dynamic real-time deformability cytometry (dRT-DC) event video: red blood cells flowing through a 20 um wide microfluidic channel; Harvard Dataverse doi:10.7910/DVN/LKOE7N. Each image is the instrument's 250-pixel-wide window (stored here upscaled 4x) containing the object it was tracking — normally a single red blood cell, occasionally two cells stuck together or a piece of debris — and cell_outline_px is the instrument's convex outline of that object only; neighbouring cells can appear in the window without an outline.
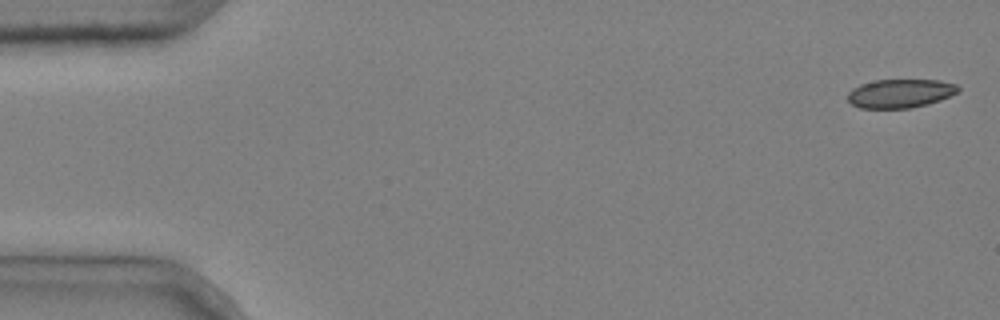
{"species": "common noctule bat (a hibernating species)", "species_latin": "Nyctalus noctula", "temperature_condition": "cold", "stored_images_in_passage": 5, "camera_frame_rate_fps": 3000, "um_per_image_px": 0.085, "animal": {"sex": "male", "body_mass_g": 20.4}, "frame": {"image": 1, "passage_image": 1, "time_ms": 0.0, "image_size_px": [1000, 320], "cell_outline_px": [[960, 92], [940, 100], [928, 104], [908, 108], [860, 108], [852, 104], [848, 100], [848, 92], [852, 88], [860, 84], [876, 80], [940, 80], [956, 84], [960, 88]], "centroid_in_image_um": [76.54, 7.93], "position_along_channel_um": 8.5, "area_um2": 18.55}}
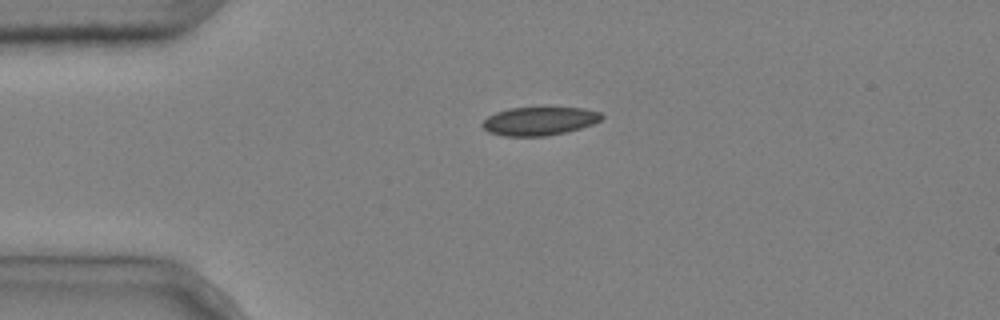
{"frame": {"image": 2, "passage_image": 4, "time_ms": 1.0, "image_size_px": [1000, 320], "cell_outline_px": [[604, 116], [600, 120], [592, 124], [580, 128], [548, 136], [504, 136], [488, 132], [480, 124], [488, 116], [496, 112], [508, 108], [584, 108], [600, 112]], "centroid_in_image_um": [45.82, 10.29], "position_along_channel_um": 39.2, "area_um2": 19.65}}